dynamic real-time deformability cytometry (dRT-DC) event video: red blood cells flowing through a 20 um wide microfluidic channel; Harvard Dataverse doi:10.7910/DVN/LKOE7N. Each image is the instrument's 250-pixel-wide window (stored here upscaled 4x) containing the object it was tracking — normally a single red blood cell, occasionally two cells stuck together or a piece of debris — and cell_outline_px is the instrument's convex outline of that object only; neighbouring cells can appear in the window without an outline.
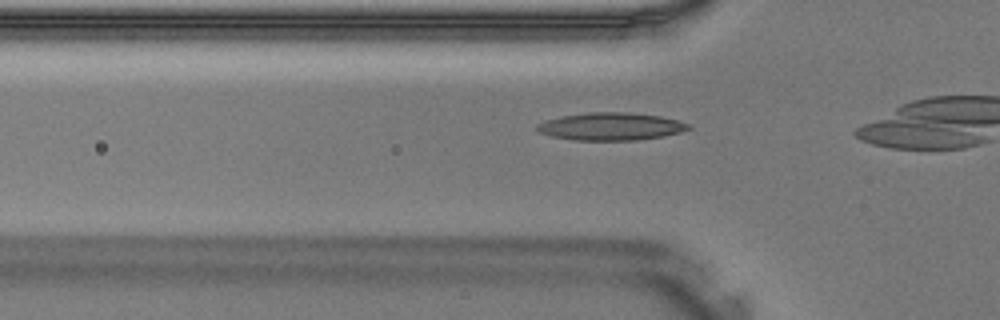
{"species": "Egyptian fruit bat (a non-hibernating species)", "species_latin": "Rousettus aegyptiacus", "temperature_condition": "warm", "stored_images_in_passage": 8, "camera_frame_rate_fps": 3000, "um_per_image_px": 0.085, "animal": {"sex": "male"}, "frame": {"image": 1, "passage_image": 4, "time_ms": 1.0, "image_size_px": [1000, 320], "cell_outline_px": [[692, 128], [680, 132], [664, 136], [636, 140], [572, 140], [552, 136], [540, 132], [536, 128], [536, 124], [548, 120], [564, 116], [588, 112], [628, 112], [660, 116], [692, 124]], "centroid_in_image_um": [51.97, 10.75], "position_along_channel_um": 73.8, "area_um2": 24.28}}